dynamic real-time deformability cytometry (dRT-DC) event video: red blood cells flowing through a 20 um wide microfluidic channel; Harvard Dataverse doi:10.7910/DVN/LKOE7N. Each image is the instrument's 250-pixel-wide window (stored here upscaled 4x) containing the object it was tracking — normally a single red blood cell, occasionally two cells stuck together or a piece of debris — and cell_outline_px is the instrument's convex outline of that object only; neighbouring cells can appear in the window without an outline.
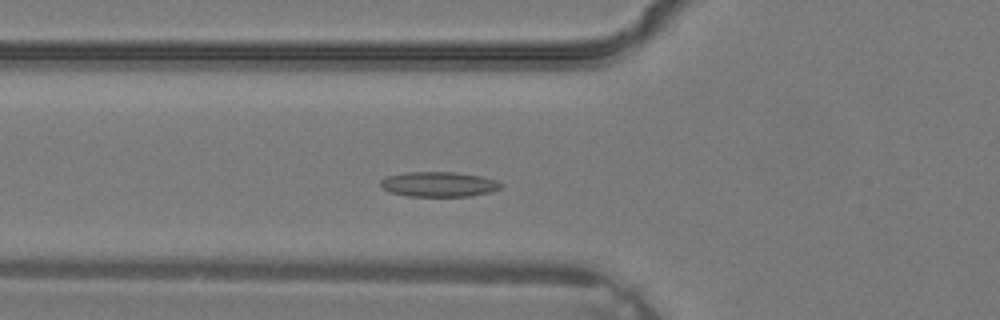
{"species": "common noctule bat (a hibernating species)", "species_latin": "Nyctalus noctula", "temperature_condition": "warm", "stored_images_in_passage": 3, "camera_frame_rate_fps": 3000, "um_per_image_px": 0.085, "animal": {"sex": "male", "body_mass_g": 19.2, "forearm_length_mm": 51.8}, "frame": {"image": 1, "passage_image": 3, "time_ms": 0.667, "image_size_px": [1000, 320], "cell_outline_px": [[504, 184], [500, 188], [492, 192], [472, 196], [408, 196], [392, 192], [384, 188], [380, 184], [380, 180], [388, 176], [404, 172], [456, 172], [480, 176], [496, 180]], "centroid_in_image_um": [37.34, 15.66], "position_along_channel_um": 88.5, "area_um2": 17.51}}